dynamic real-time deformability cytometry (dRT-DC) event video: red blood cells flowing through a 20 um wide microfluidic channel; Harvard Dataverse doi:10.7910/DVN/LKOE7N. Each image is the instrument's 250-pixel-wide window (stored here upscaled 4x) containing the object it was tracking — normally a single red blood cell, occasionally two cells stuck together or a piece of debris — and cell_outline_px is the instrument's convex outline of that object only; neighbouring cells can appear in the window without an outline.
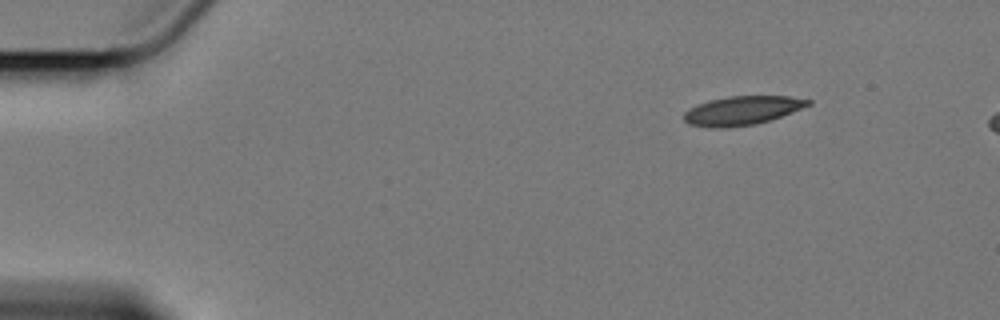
{"species": "Egyptian fruit bat (a non-hibernating species)", "species_latin": "Rousettus aegyptiacus", "temperature_condition": "cold", "stored_images_in_passage": 52, "camera_frame_rate_fps": 3000, "um_per_image_px": 0.085, "animal": {"sex": "female"}, "frame": {"image": 1, "passage_image": 1, "time_ms": 0.0, "image_size_px": [1000, 320], "cell_outline_px": [[812, 104], [792, 112], [756, 124], [724, 128], [708, 128], [688, 124], [684, 120], [684, 112], [688, 108], [708, 100], [728, 96], [788, 96], [812, 100]], "centroid_in_image_um": [63.04, 9.4], "position_along_channel_um": 22.0, "area_um2": 20.98}}
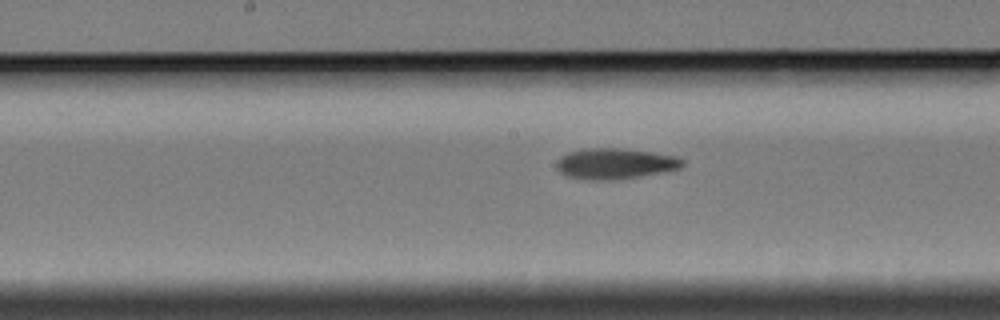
{"frame": {"image": 2, "passage_image": 24, "time_ms": 7.667, "image_size_px": [1000, 320], "cell_outline_px": [[684, 164], [680, 168], [640, 176], [612, 180], [596, 180], [564, 176], [556, 168], [556, 160], [560, 156], [568, 152], [588, 148], [620, 148], [652, 152], [676, 156], [684, 160]], "centroid_in_image_um": [52.24, 13.9], "position_along_channel_um": 196.0, "area_um2": 22.54}}
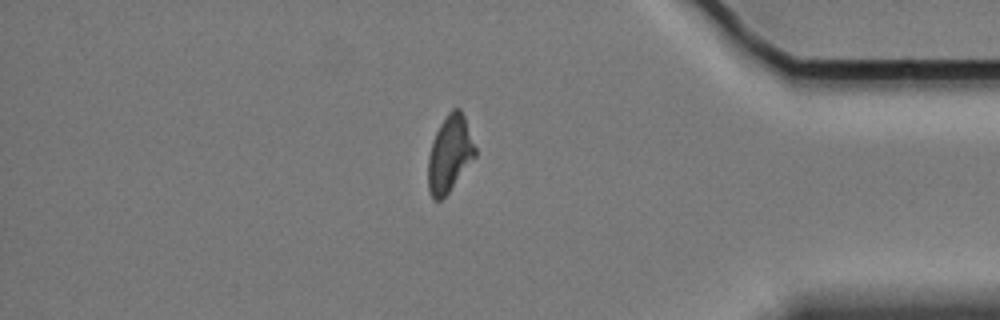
{"frame": {"image": 3, "passage_image": 44, "time_ms": 14.333, "image_size_px": [1000, 320], "cell_outline_px": [[476, 156], [448, 192], [440, 200], [436, 200], [432, 196], [428, 188], [428, 156], [432, 140], [440, 124], [448, 112], [452, 108], [460, 108], [464, 116], [476, 148]], "centroid_in_image_um": [38.22, 13.05], "position_along_channel_um": 397.0, "area_um2": 20.75}}